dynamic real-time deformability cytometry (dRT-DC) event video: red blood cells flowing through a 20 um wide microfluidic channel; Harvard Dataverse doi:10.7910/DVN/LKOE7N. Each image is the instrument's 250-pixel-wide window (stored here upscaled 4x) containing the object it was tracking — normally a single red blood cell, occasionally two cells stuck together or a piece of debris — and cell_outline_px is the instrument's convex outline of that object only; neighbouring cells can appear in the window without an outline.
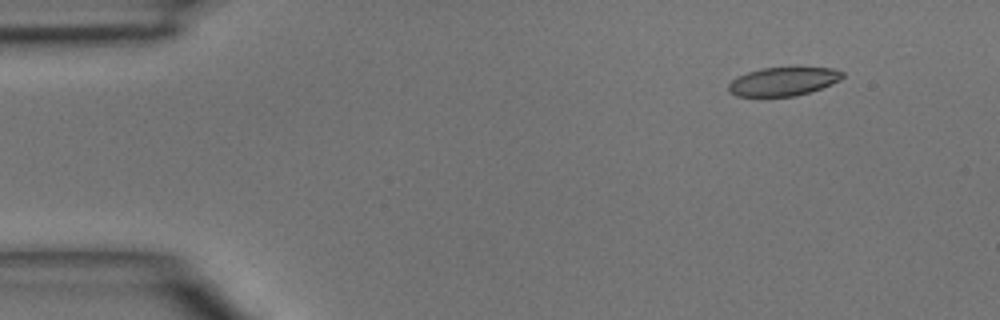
{"species": "common noctule bat (a hibernating species)", "species_latin": "Nyctalus noctula", "temperature_condition": "room temperature", "stored_images_in_passage": 25, "camera_frame_rate_fps": 3000, "um_per_image_px": 0.085, "animal": {"sex": "male", "body_mass_g": 15.6}, "frame": {"image": 1, "passage_image": 1, "time_ms": 0.0, "image_size_px": [1000, 320], "cell_outline_px": [[844, 76], [840, 80], [832, 84], [796, 96], [736, 96], [728, 92], [728, 84], [736, 76], [748, 72], [764, 68], [832, 68], [844, 72]], "centroid_in_image_um": [66.55, 6.93], "position_along_channel_um": 18.4, "area_um2": 18.84}}
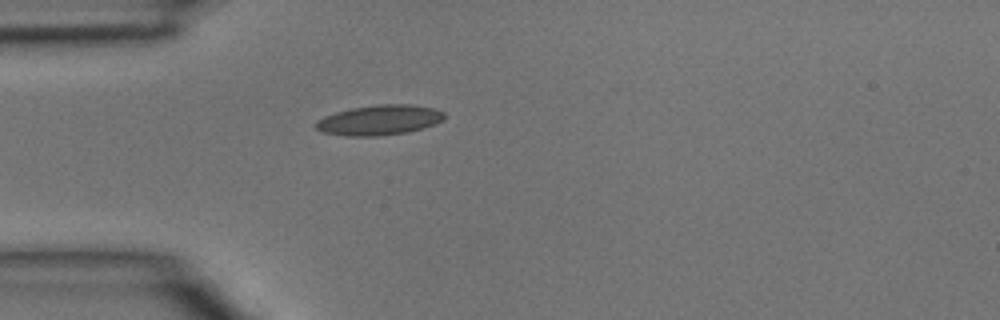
{"frame": {"image": 2, "passage_image": 9, "time_ms": 2.667, "image_size_px": [1000, 320], "cell_outline_px": [[444, 120], [408, 132], [376, 136], [344, 136], [324, 132], [316, 128], [316, 120], [324, 116], [336, 112], [352, 108], [376, 104], [412, 104], [432, 108], [444, 112]], "centroid_in_image_um": [32.22, 10.2], "position_along_channel_um": 52.8, "area_um2": 22.37}}
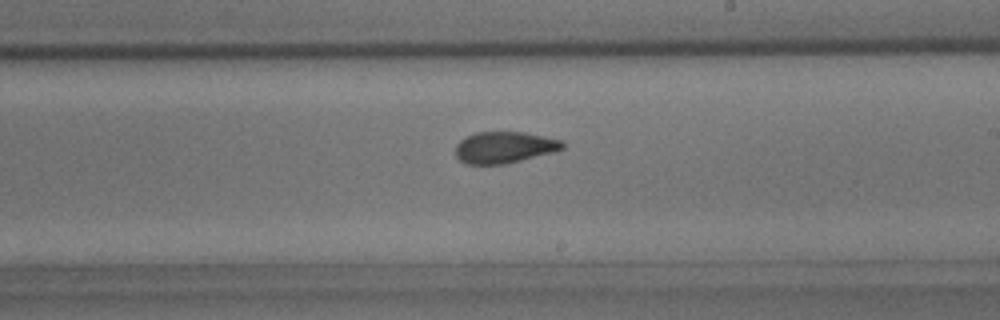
{"frame": {"image": 3, "passage_image": 23, "time_ms": 7.333, "image_size_px": [1000, 320], "cell_outline_px": [[564, 148], [556, 152], [504, 164], [464, 164], [456, 156], [456, 144], [460, 140], [476, 132], [524, 132], [564, 140]], "centroid_in_image_um": [42.9, 12.53], "position_along_channel_um": 246.1, "area_um2": 19.77}}